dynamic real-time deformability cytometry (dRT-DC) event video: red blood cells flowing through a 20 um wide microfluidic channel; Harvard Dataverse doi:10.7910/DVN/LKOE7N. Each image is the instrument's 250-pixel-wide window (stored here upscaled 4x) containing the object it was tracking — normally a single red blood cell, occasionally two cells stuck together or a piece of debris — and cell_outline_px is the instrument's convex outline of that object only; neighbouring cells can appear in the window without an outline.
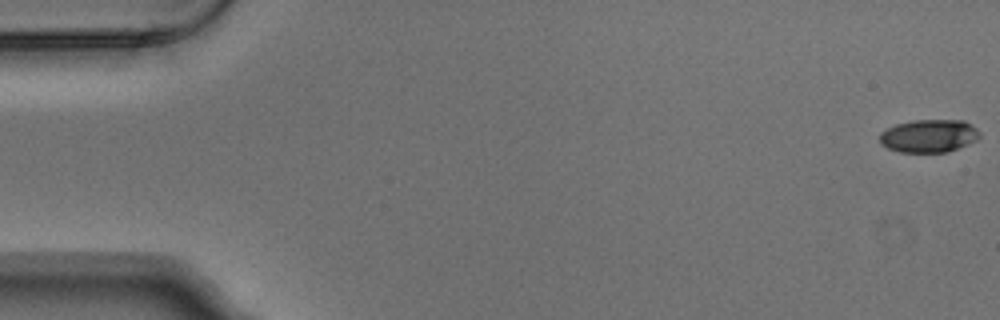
{"species": "Egyptian fruit bat (a non-hibernating species)", "species_latin": "Rousettus aegyptiacus", "temperature_condition": "warm", "stored_images_in_passage": 5, "camera_frame_rate_fps": 3000, "um_per_image_px": 0.085, "animal": {"sex": "male"}, "frame": {"image": 1, "passage_image": 1, "time_ms": 0.0, "image_size_px": [1000, 320], "cell_outline_px": [[980, 136], [976, 140], [968, 144], [948, 152], [900, 152], [888, 148], [880, 144], [880, 132], [896, 124], [912, 120], [964, 120], [972, 124], [980, 132]], "centroid_in_image_um": [78.97, 11.55], "position_along_channel_um": 6.0, "area_um2": 19.31}}